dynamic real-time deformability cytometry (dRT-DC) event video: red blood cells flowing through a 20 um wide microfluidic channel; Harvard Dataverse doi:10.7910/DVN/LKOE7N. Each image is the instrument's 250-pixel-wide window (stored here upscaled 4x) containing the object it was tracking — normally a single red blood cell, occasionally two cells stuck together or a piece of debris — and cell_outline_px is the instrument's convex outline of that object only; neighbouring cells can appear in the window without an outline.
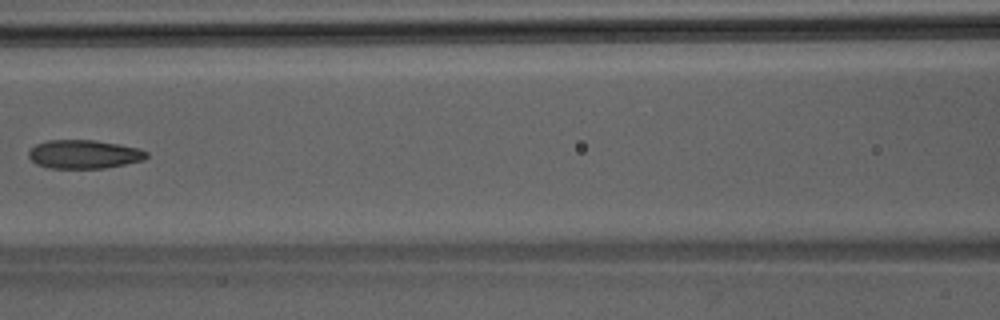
{"species": "Egyptian fruit bat (a non-hibernating species)", "species_latin": "Rousettus aegyptiacus", "temperature_condition": "room temperature", "stored_images_in_passage": 6, "camera_frame_rate_fps": 3000, "um_per_image_px": 0.085, "animal": {"sex": "male"}, "frame": {"image": 1, "passage_image": 6, "time_ms": 1.667, "image_size_px": [1000, 320], "cell_outline_px": [[148, 156], [144, 160], [104, 168], [48, 168], [36, 164], [28, 156], [28, 152], [36, 144], [48, 140], [92, 140], [140, 148], [148, 152]], "centroid_in_image_um": [7.13, 13.11], "position_along_channel_um": 159.5, "area_um2": 19.59}}